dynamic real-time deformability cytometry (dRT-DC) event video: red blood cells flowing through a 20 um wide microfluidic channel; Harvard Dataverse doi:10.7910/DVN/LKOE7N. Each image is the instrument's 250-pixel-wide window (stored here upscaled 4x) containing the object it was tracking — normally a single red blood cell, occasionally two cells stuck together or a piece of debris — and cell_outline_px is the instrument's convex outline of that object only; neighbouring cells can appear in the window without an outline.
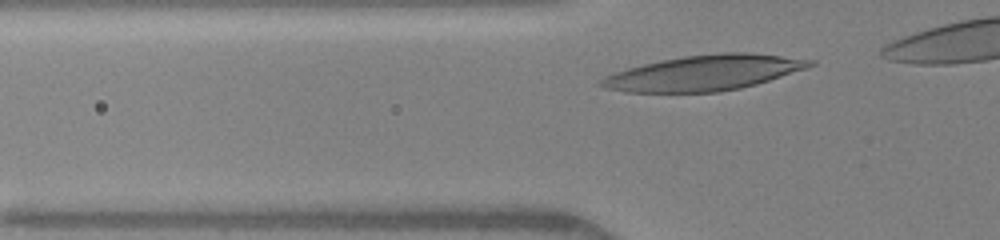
{"species": "human", "species_latin": "Homo sapiens", "temperature_condition": "warm", "stored_images_in_passage": 28, "camera_frame_rate_fps": 3000, "um_per_image_px": 0.085, "donor": {"sex": "female"}, "frame": {"image": 1, "passage_image": 2, "time_ms": 0.333, "image_size_px": [1000, 240], "cell_outline_px": [[816, 64], [808, 68], [756, 84], [740, 88], [720, 92], [628, 92], [608, 88], [596, 84], [604, 76], [628, 68], [644, 64], [684, 56], [724, 52], [748, 52], [816, 60]], "centroid_in_image_um": [59.89, 6.19], "position_along_channel_um": 65.9, "area_um2": 42.71}}
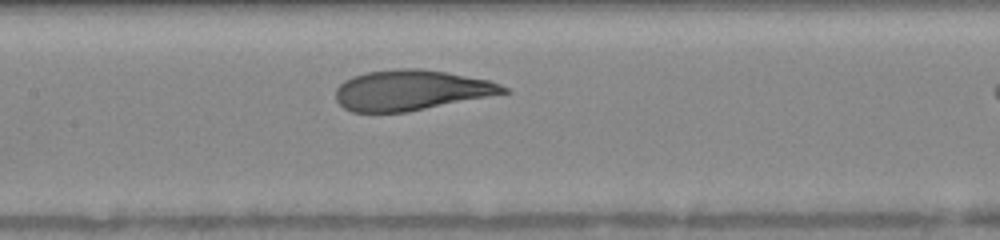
{"frame": {"image": 2, "passage_image": 10, "time_ms": 3.0, "image_size_px": [1000, 240], "cell_outline_px": [[512, 92], [408, 112], [352, 112], [344, 108], [336, 100], [336, 88], [344, 80], [352, 76], [368, 72], [396, 68], [420, 68], [444, 72], [488, 80], [500, 84], [508, 88]], "centroid_in_image_um": [34.94, 7.67], "position_along_channel_um": 172.5, "area_um2": 39.48}}
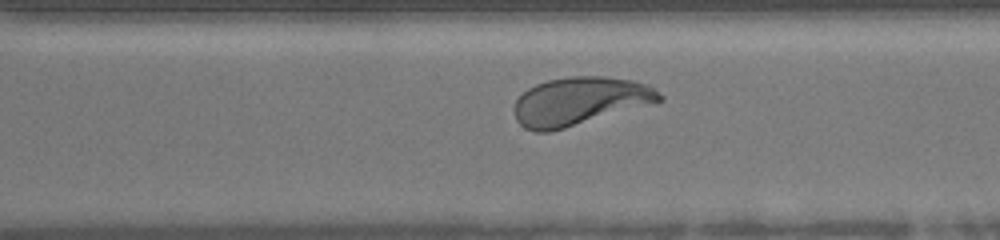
{"frame": {"image": 3, "passage_image": 21, "time_ms": 6.667, "image_size_px": [1000, 240], "cell_outline_px": [[664, 100], [564, 128], [548, 132], [536, 132], [524, 128], [516, 120], [512, 112], [512, 108], [516, 100], [528, 88], [536, 84], [548, 80], [568, 76], [604, 76], [632, 80], [648, 84], [664, 96]], "centroid_in_image_um": [49.24, 8.59], "position_along_channel_um": 321.4, "area_um2": 40.69}}